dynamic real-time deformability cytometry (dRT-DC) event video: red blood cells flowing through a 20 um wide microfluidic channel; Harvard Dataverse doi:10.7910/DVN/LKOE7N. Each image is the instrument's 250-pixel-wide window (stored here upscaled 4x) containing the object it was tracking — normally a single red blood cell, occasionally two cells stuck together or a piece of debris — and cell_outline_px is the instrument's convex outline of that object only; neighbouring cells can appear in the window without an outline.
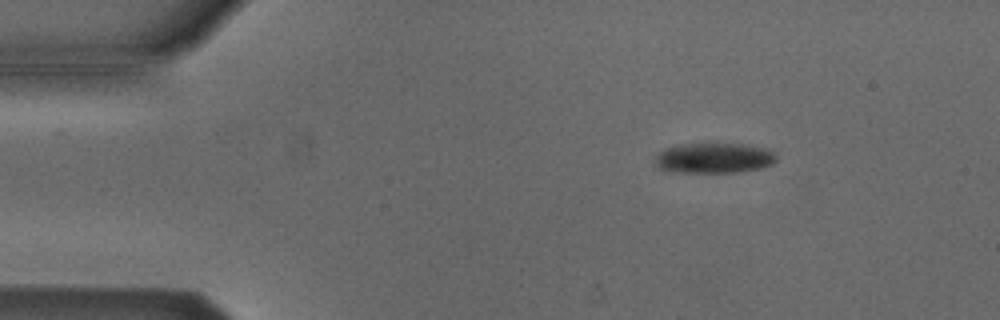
{"species": "Egyptian fruit bat (a non-hibernating species)", "species_latin": "Rousettus aegyptiacus", "temperature_condition": "cold", "stored_images_in_passage": 37, "camera_frame_rate_fps": 3000, "um_per_image_px": 0.085, "animal": {"sex": "male"}, "frame": {"image": 1, "passage_image": 2, "time_ms": 0.333, "image_size_px": [1000, 320], "cell_outline_px": [[776, 160], [772, 164], [760, 168], [740, 172], [664, 172], [652, 164], [652, 160], [660, 152], [668, 148], [684, 144], [744, 144], [764, 148], [772, 152], [776, 156]], "centroid_in_image_um": [60.62, 13.45], "position_along_channel_um": 24.4, "area_um2": 21.44}}
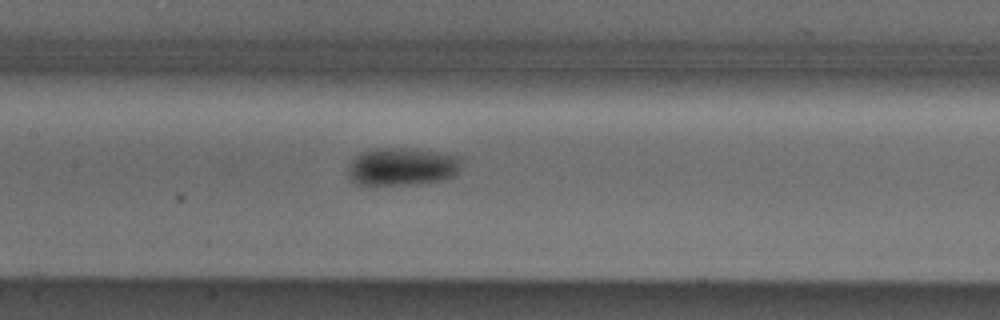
{"frame": {"image": 2, "passage_image": 19, "time_ms": 6.0, "image_size_px": [1000, 320], "cell_outline_px": [[460, 172], [452, 176], [440, 180], [416, 184], [372, 188], [368, 188], [356, 184], [348, 180], [348, 164], [360, 152], [372, 148], [412, 148], [460, 156]], "centroid_in_image_um": [34.07, 14.21], "position_along_channel_um": 173.3, "area_um2": 26.07}}
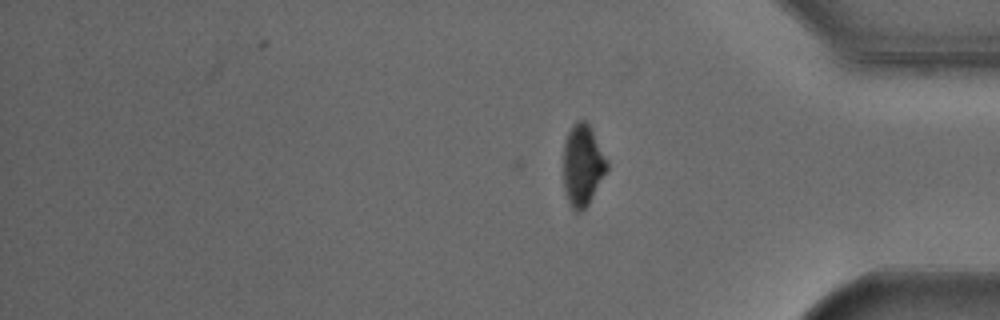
{"frame": {"image": 3, "passage_image": 37, "time_ms": 12.0, "image_size_px": [1000, 320], "cell_outline_px": [[608, 168], [588, 204], [580, 212], [576, 212], [572, 208], [568, 200], [564, 188], [564, 144], [568, 132], [572, 124], [576, 120], [584, 120], [588, 124], [608, 160]], "centroid_in_image_um": [49.52, 14.03], "position_along_channel_um": 385.7, "area_um2": 20.4}, "authors_computed_cell_mechanics": {"area_um2": 24.1026, "velocity_mm_per_s": 3.823, "shape_relaxation_time_tau1_ms": 5.1878, "shape_relaxation_time_tau2_ms": null, "deformation_change_tau1": 0.1145, "deformation_change_tau2": null}}